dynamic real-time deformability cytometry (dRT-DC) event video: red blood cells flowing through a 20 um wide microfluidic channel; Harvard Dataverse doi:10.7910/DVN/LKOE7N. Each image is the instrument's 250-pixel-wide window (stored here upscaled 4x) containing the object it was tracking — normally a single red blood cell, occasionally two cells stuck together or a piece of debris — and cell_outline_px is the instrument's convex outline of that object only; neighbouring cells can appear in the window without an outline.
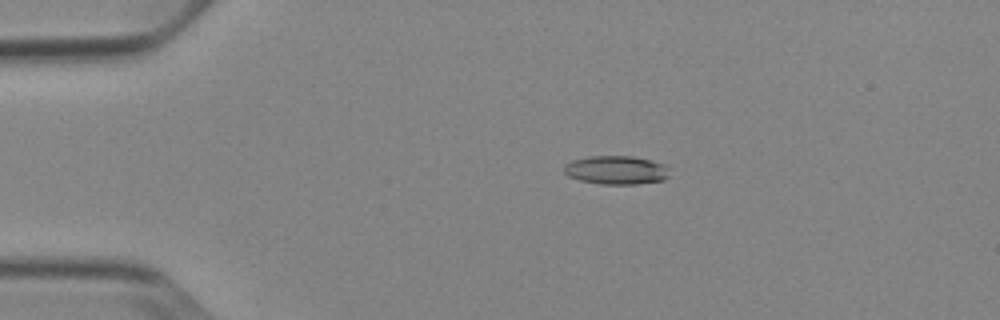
{"species": "Egyptian fruit bat (a non-hibernating species)", "species_latin": "Rousettus aegyptiacus", "temperature_condition": "cold", "stored_images_in_passage": 53, "camera_frame_rate_fps": 3000, "um_per_image_px": 0.085, "animal": {"sex": "female"}, "frame": {"image": 1, "passage_image": 11, "time_ms": 3.333, "image_size_px": [1000, 320], "cell_outline_px": [[668, 176], [664, 180], [636, 184], [600, 184], [580, 180], [568, 176], [564, 172], [564, 164], [572, 160], [588, 156], [632, 156], [652, 160], [664, 164]], "centroid_in_image_um": [52.34, 14.45], "position_along_channel_um": 32.7, "area_um2": 17.57}}
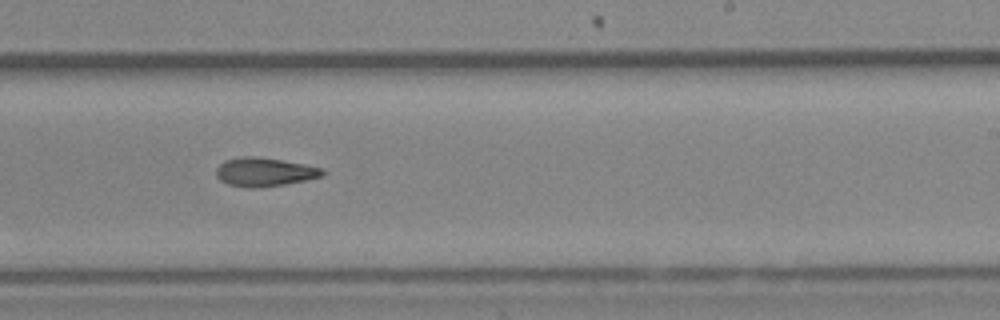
{"frame": {"image": 2, "passage_image": 33, "time_ms": 10.667, "image_size_px": [1000, 320], "cell_outline_px": [[324, 172], [320, 176], [304, 180], [284, 184], [256, 188], [248, 188], [228, 184], [220, 180], [216, 176], [216, 168], [224, 160], [240, 156], [252, 156], [280, 160], [304, 164], [324, 168]], "centroid_in_image_um": [22.43, 14.61], "position_along_channel_um": 266.6, "area_um2": 17.63}}
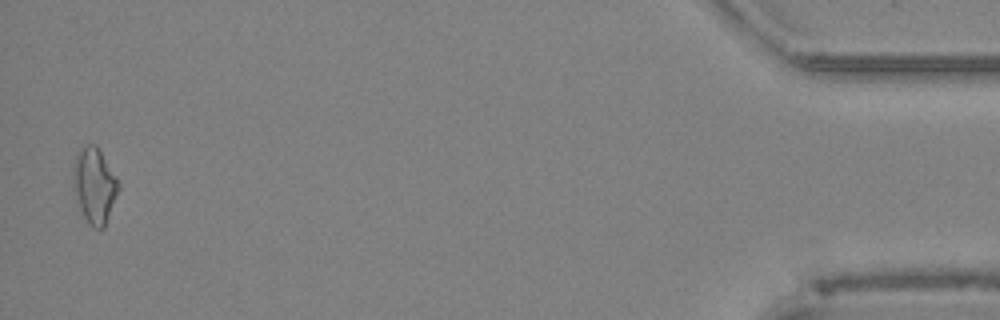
{"frame": {"image": 3, "passage_image": 52, "time_ms": 17.0, "image_size_px": [1000, 320], "cell_outline_px": [[120, 188], [104, 228], [92, 228], [88, 224], [72, 192], [72, 172], [76, 152], [80, 148], [88, 144], [96, 144], [116, 176], [120, 184]], "centroid_in_image_um": [8.0, 15.76], "position_along_channel_um": 427.2, "area_um2": 20.29}}